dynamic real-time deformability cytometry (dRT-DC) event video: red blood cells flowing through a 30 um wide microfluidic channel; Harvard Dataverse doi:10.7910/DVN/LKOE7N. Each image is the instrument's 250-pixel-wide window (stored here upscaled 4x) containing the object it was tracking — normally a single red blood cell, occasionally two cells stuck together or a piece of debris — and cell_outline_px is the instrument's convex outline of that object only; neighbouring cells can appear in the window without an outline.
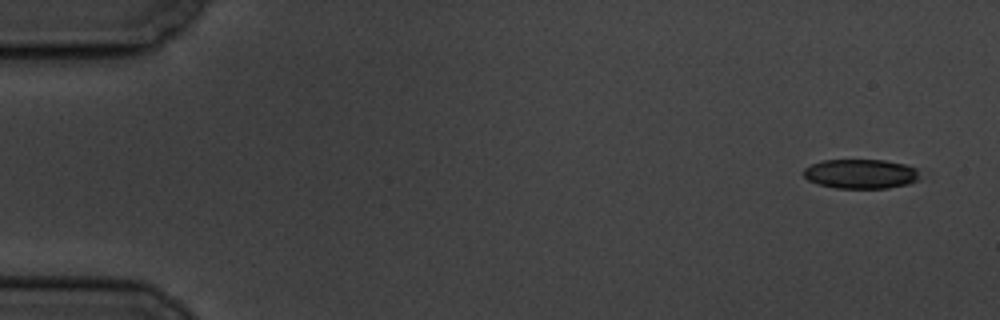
{"species": "common noctule bat (a hibernating species)", "species_latin": "Nyctalus noctula", "temperature_condition": "cold", "stored_images_in_passage": 6, "camera_frame_rate_fps": 3000, "um_per_image_px": 0.085, "animal": {"sex": "male", "body_mass_g": 19.5, "forearm_length_mm": 54.6}, "frame": {"image": 1, "passage_image": 1, "time_ms": 0.0, "image_size_px": [1000, 320], "cell_outline_px": [[924, 176], [908, 184], [888, 188], [836, 188], [820, 184], [808, 180], [800, 172], [804, 168], [812, 164], [824, 160], [884, 160], [904, 164], [916, 168], [924, 172]], "centroid_in_image_um": [73.21, 14.78], "position_along_channel_um": 11.8, "area_um2": 20.23}}